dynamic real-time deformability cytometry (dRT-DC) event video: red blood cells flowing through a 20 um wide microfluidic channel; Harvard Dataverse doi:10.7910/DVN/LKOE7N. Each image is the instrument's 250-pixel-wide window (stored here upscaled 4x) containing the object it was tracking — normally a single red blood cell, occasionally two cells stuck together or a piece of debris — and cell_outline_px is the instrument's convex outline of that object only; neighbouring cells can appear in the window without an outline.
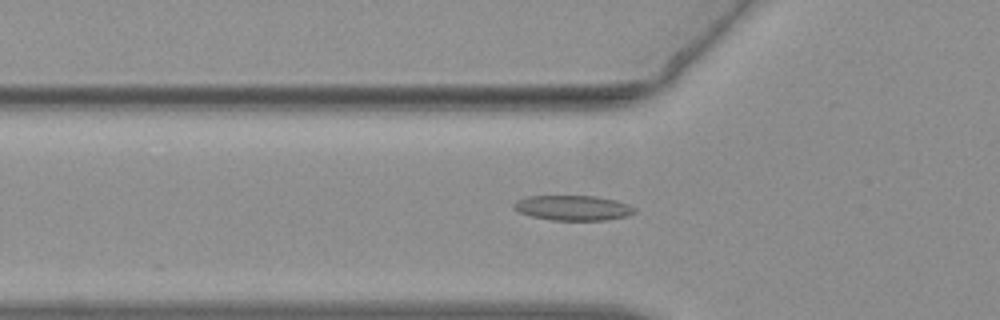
{"species": "common noctule bat (a hibernating species)", "species_latin": "Nyctalus noctula", "temperature_condition": "warm", "stored_images_in_passage": 55, "camera_frame_rate_fps": 3000, "um_per_image_px": 0.085, "animal": {"sex": "female", "body_mass_g": 19.3, "forearm_length_mm": 54.1}, "frame": {"image": 1, "passage_image": 19, "time_ms": 6.0, "image_size_px": [1000, 320], "cell_outline_px": [[636, 212], [628, 216], [608, 220], [552, 220], [532, 216], [520, 212], [512, 208], [512, 204], [516, 200], [528, 196], [596, 196], [616, 200], [628, 204], [636, 208]], "centroid_in_image_um": [48.72, 17.67], "position_along_channel_um": 77.1, "area_um2": 17.74}}
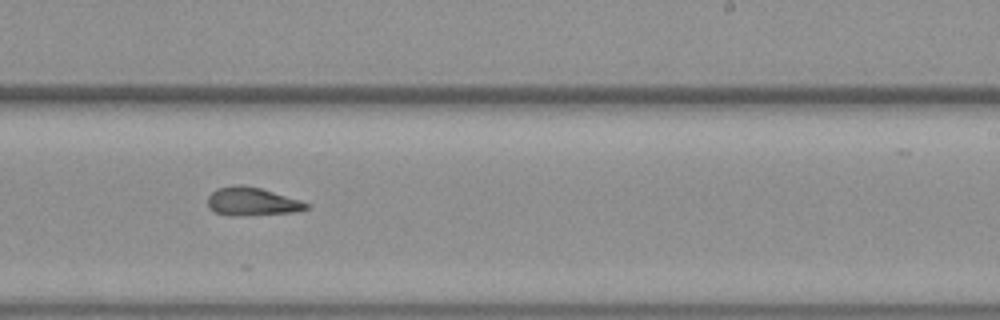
{"frame": {"image": 2, "passage_image": 34, "time_ms": 11.0, "image_size_px": [1000, 320], "cell_outline_px": [[308, 208], [296, 212], [216, 212], [208, 208], [208, 196], [216, 188], [232, 184], [244, 184], [260, 188], [300, 200], [308, 204]], "centroid_in_image_um": [21.4, 17.03], "position_along_channel_um": 267.6, "area_um2": 15.09}}
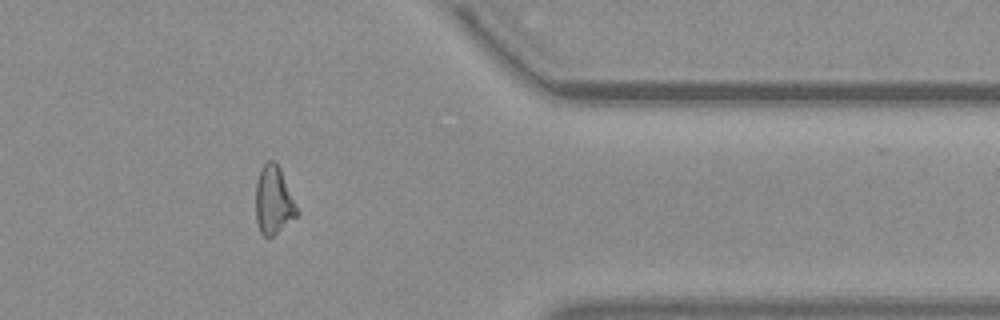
{"frame": {"image": 3, "passage_image": 45, "time_ms": 14.667, "image_size_px": [1000, 320], "cell_outline_px": [[300, 212], [296, 216], [272, 236], [264, 236], [260, 232], [256, 220], [256, 180], [260, 168], [268, 160], [276, 160], [280, 168]], "centroid_in_image_um": [23.24, 16.98], "position_along_channel_um": 388.2, "area_um2": 16.36}, "authors_computed_cell_mechanics": {"area_um2": 16.9354, "velocity_mm_per_s": 3.7936, "shape_relaxation_time_tau1_ms": null, "shape_relaxation_time_tau2_ms": 4.0452, "deformation_change_tau1": null, "deformation_change_tau2": 0.135}}